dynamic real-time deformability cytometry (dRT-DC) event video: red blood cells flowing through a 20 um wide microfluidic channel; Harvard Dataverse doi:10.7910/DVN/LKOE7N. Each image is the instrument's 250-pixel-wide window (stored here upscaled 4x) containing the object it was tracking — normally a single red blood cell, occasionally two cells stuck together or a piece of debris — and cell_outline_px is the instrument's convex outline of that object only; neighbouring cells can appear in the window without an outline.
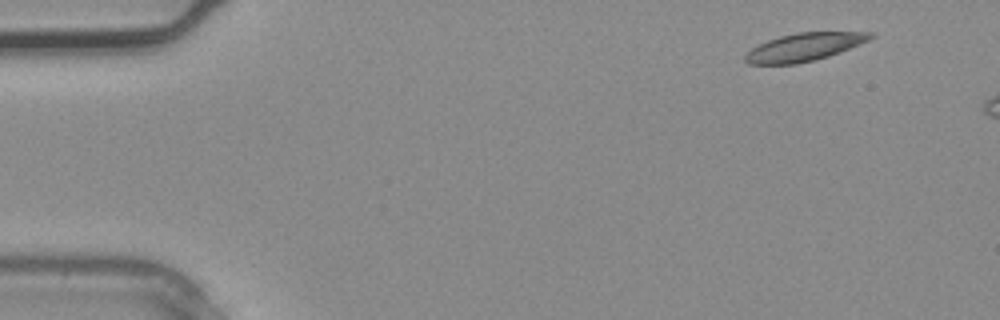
{"species": "common noctule bat (a hibernating species)", "species_latin": "Nyctalus noctula", "temperature_condition": "warm", "stored_images_in_passage": 2, "camera_frame_rate_fps": 3000, "um_per_image_px": 0.085, "animal": {"sex": "male", "body_mass_g": 20.4}, "frame": {"image": 1, "passage_image": 1, "time_ms": 0.0, "image_size_px": [1000, 320], "cell_outline_px": [[876, 36], [860, 44], [840, 52], [828, 56], [796, 64], [748, 64], [744, 60], [744, 56], [752, 48], [768, 40], [780, 36], [800, 32], [876, 32]], "centroid_in_image_um": [68.38, 3.99], "position_along_channel_um": 16.6, "area_um2": 20.23}}